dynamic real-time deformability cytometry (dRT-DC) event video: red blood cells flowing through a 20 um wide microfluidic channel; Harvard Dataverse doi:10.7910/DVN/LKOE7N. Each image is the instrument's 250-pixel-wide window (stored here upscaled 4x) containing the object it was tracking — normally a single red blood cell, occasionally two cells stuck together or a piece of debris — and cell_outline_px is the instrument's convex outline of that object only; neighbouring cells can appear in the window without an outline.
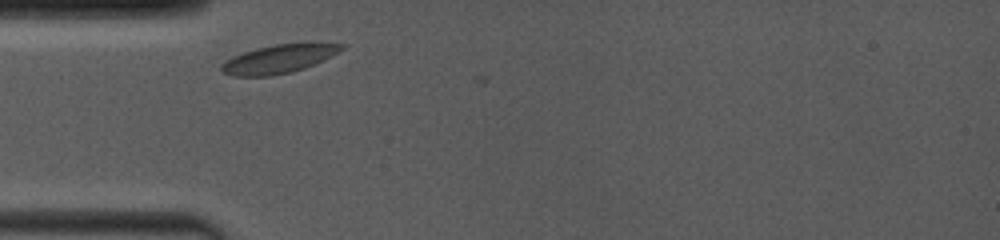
{"species": "common noctule bat (a hibernating species)", "species_latin": "Nyctalus noctula", "temperature_condition": "room temperature", "stored_images_in_passage": 3, "camera_frame_rate_fps": 4000, "um_per_image_px": 0.085, "animal": {"sex": "female", "body_mass_g": 19.0, "forearm_length_mm": 53.3}, "frame": {"image": 1, "passage_image": 2, "time_ms": 0.5, "image_size_px": [1000, 240], "cell_outline_px": [[344, 48], [324, 60], [304, 68], [292, 72], [268, 76], [236, 76], [220, 72], [220, 64], [224, 60], [232, 56], [256, 48], [276, 44], [304, 40], [312, 40], [344, 44]], "centroid_in_image_um": [23.74, 4.96], "position_along_channel_um": 61.3, "area_um2": 20.75}}